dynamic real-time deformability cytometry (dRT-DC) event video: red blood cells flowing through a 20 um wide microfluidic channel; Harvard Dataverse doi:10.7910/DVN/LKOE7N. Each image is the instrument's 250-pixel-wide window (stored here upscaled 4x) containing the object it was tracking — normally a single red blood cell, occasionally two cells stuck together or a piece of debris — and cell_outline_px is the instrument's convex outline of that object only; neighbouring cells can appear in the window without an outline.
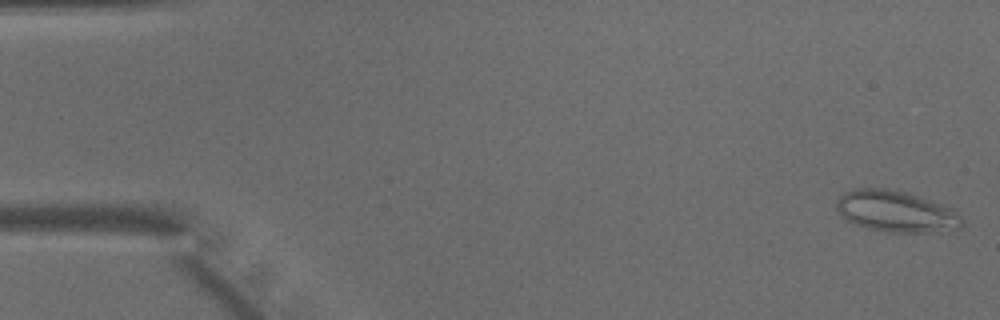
{"species": "common noctule bat (a hibernating species)", "species_latin": "Nyctalus noctula", "temperature_condition": "warm", "stored_images_in_passage": 47, "camera_frame_rate_fps": 3000, "um_per_image_px": 0.085, "animal": {"sex": "male", "body_mass_g": 15.6}, "frame": {"image": 1, "passage_image": 1, "time_ms": 0.0, "image_size_px": [1000, 320], "cell_outline_px": [[964, 224], [960, 228], [928, 232], [884, 232], [864, 228], [840, 216], [836, 208], [836, 200], [844, 192], [852, 188], [888, 188], [904, 192], [952, 208], [964, 220]], "centroid_in_image_um": [76.11, 17.97], "position_along_channel_um": 8.9, "area_um2": 30.23}}
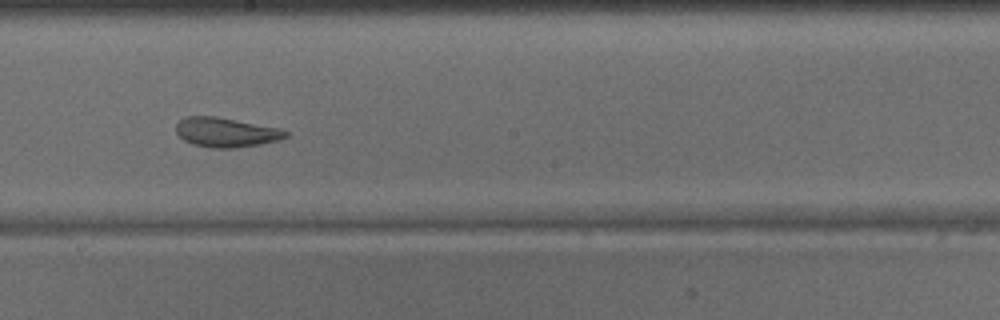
{"frame": {"image": 2, "passage_image": 26, "time_ms": 8.333, "image_size_px": [1000, 320], "cell_outline_px": [[288, 136], [280, 140], [260, 144], [236, 148], [212, 148], [192, 144], [184, 140], [176, 132], [176, 124], [184, 116], [216, 116], [280, 128], [288, 132]], "centroid_in_image_um": [19.21, 11.24], "position_along_channel_um": 229.0, "area_um2": 18.96}}
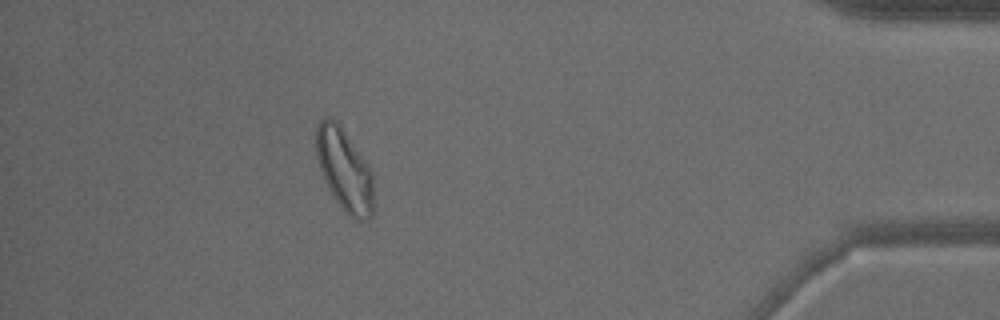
{"frame": {"image": 3, "passage_image": 42, "time_ms": 13.667, "image_size_px": [1000, 320], "cell_outline_px": [[372, 216], [368, 220], [360, 220], [348, 216], [344, 212], [332, 196], [324, 180], [316, 156], [316, 128], [320, 120], [324, 116], [328, 116], [336, 120], [340, 124], [368, 164], [372, 172]], "centroid_in_image_um": [29.25, 14.42], "position_along_channel_um": 405.9, "area_um2": 27.69}}